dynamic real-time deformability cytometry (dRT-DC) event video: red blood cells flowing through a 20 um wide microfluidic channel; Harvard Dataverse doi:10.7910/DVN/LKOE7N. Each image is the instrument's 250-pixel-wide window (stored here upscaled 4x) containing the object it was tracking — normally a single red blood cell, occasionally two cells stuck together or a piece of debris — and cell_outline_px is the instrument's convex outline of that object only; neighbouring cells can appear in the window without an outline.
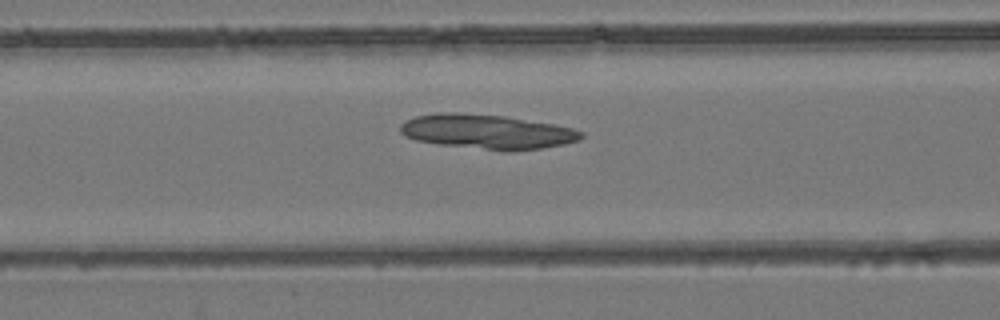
{"species": "common noctule bat (a hibernating species)", "species_latin": "Nyctalus noctula", "temperature_condition": "room temperature", "stored_images_in_passage": 38, "camera_frame_rate_fps": 3000, "um_per_image_px": 0.085, "animal": {"sex": "female", "body_mass_g": 24.6, "forearm_length_mm": 56.2}, "frame": {"image": 1, "passage_image": 6, "time_ms": 1.667, "image_size_px": [1000, 320], "cell_outline_px": [[584, 136], [580, 140], [564, 144], [540, 148], [512, 152], [508, 152], [440, 144], [416, 140], [404, 136], [400, 132], [400, 124], [416, 116], [436, 112], [456, 112], [504, 116], [552, 124], [572, 128], [584, 132]], "centroid_in_image_um": [41.4, 11.2], "position_along_channel_um": 125.2, "area_um2": 36.47}}
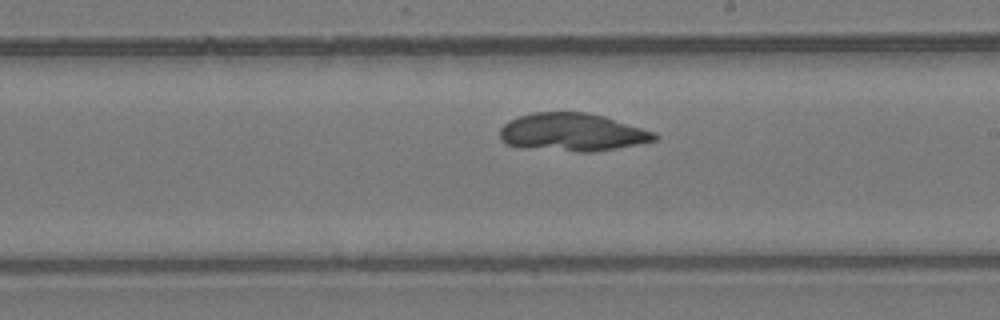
{"frame": {"image": 2, "passage_image": 15, "time_ms": 4.667, "image_size_px": [1000, 320], "cell_outline_px": [[660, 136], [656, 140], [616, 148], [592, 152], [576, 152], [508, 144], [500, 140], [500, 128], [508, 120], [532, 112], [588, 112], [604, 116], [656, 132]], "centroid_in_image_um": [48.68, 11.22], "position_along_channel_um": 240.3, "area_um2": 33.87}}
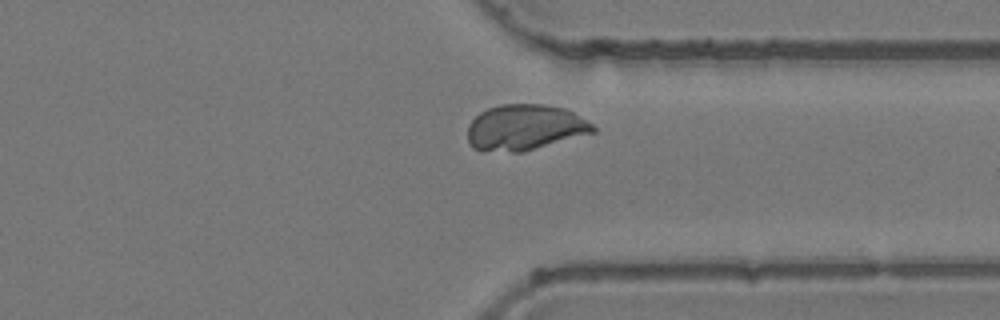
{"frame": {"image": 3, "passage_image": 25, "time_ms": 8.0, "image_size_px": [1000, 320], "cell_outline_px": [[596, 132], [524, 152], [512, 152], [472, 148], [468, 144], [468, 124], [480, 112], [488, 108], [500, 104], [544, 104], [564, 108], [572, 112], [592, 124], [596, 128]], "centroid_in_image_um": [44.61, 10.83], "position_along_channel_um": 366.8, "area_um2": 33.41}}